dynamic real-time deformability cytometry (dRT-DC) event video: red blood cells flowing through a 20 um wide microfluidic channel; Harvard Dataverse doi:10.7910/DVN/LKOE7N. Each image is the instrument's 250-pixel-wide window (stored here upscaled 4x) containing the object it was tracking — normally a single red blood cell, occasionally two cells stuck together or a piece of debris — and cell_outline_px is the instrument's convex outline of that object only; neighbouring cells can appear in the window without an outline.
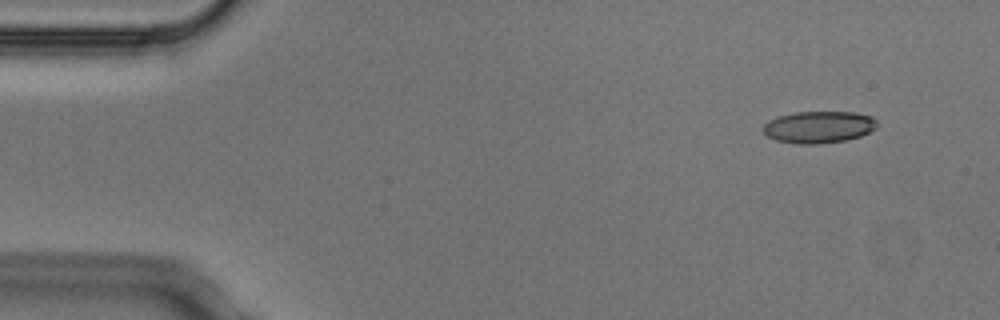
{"species": "Egyptian fruit bat (a non-hibernating species)", "species_latin": "Rousettus aegyptiacus", "temperature_condition": "cold", "stored_images_in_passage": 5, "segment_of_instrument_passage": [2, 2], "camera_frame_rate_fps": 3000, "um_per_image_px": 0.085, "animal": {"sex": "male"}, "frame": {"image": 1, "passage_image": 5, "time_ms": 1.333, "image_size_px": [1000, 320], "cell_outline_px": [[876, 128], [860, 136], [844, 140], [816, 144], [796, 144], [776, 140], [768, 136], [760, 128], [768, 120], [776, 116], [796, 112], [856, 112], [872, 116], [876, 120]], "centroid_in_image_um": [69.55, 10.79], "position_along_channel_um": 15.4, "area_um2": 21.27}}